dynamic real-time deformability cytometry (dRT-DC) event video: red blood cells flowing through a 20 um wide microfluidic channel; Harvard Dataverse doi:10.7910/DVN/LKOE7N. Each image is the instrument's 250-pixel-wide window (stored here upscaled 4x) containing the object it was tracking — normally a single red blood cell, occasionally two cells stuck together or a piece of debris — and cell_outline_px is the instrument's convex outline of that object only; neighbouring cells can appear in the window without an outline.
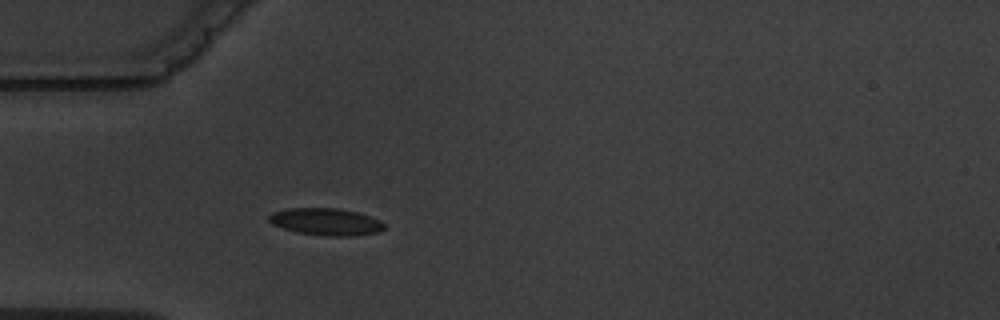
{"species": "common noctule bat (a hibernating species)", "species_latin": "Nyctalus noctula", "temperature_condition": "warm", "stored_images_in_passage": 5, "camera_frame_rate_fps": 3000, "um_per_image_px": 0.085, "animal": {"sex": "male", "body_mass_g": 19.5, "forearm_length_mm": 54.6}, "frame": {"image": 1, "passage_image": 5, "time_ms": 4.333, "image_size_px": [1000, 320], "cell_outline_px": [[384, 228], [380, 232], [356, 236], [324, 236], [296, 232], [272, 224], [268, 220], [268, 216], [272, 212], [288, 208], [336, 208], [356, 212], [380, 220], [384, 224]], "centroid_in_image_um": [27.7, 18.86], "position_along_channel_um": 57.3, "area_um2": 18.26}}